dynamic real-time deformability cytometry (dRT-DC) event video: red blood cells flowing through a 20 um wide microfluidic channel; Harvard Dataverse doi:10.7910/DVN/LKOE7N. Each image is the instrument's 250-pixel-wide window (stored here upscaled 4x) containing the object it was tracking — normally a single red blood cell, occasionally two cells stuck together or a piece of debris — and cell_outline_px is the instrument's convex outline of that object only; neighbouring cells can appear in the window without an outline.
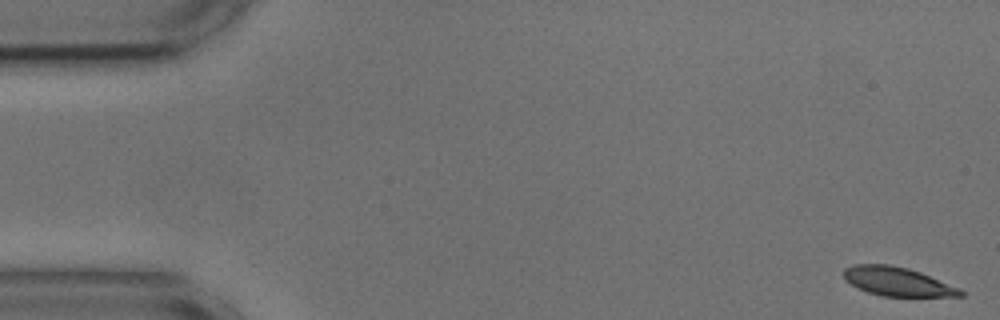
{"species": "common noctule bat (a hibernating species)", "species_latin": "Nyctalus noctula", "temperature_condition": "cold", "stored_images_in_passage": 54, "camera_frame_rate_fps": 3000, "um_per_image_px": 0.085, "animal": {"sex": "male", "body_mass_g": 17.9, "forearm_length_mm": 54.2}, "frame": {"image": 1, "passage_image": 1, "time_ms": 0.0, "image_size_px": [1000, 320], "cell_outline_px": [[964, 296], [880, 296], [856, 288], [844, 280], [844, 268], [852, 264], [888, 264], [908, 268], [920, 272], [960, 288], [964, 292]], "centroid_in_image_um": [76.24, 23.93], "position_along_channel_um": 8.8, "area_um2": 19.71}}
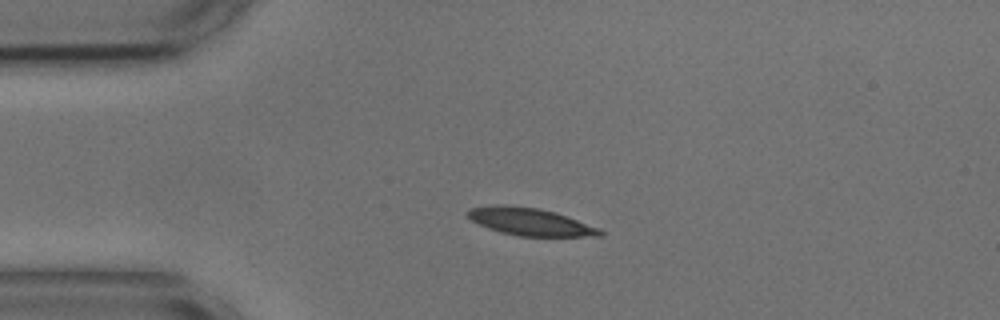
{"frame": {"image": 2, "passage_image": 12, "time_ms": 3.667, "image_size_px": [1000, 320], "cell_outline_px": [[604, 236], [520, 236], [500, 232], [488, 228], [472, 220], [468, 216], [468, 212], [472, 208], [496, 204], [504, 204], [540, 208], [556, 212], [600, 228], [604, 232]], "centroid_in_image_um": [45.11, 18.84], "position_along_channel_um": 39.9, "area_um2": 21.15}}
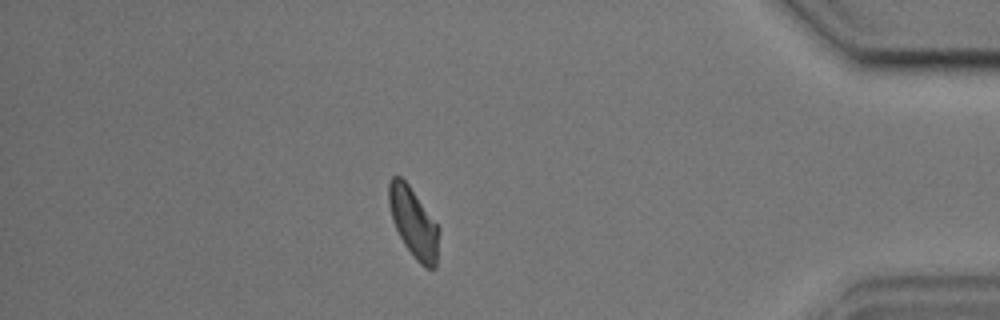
{"frame": {"image": 3, "passage_image": 47, "time_ms": 15.333, "image_size_px": [1000, 320], "cell_outline_px": [[440, 228], [436, 268], [424, 268], [416, 260], [404, 244], [392, 220], [388, 204], [388, 184], [392, 176], [400, 176], [408, 184]], "centroid_in_image_um": [35.15, 18.94], "position_along_channel_um": 400.0, "area_um2": 20.35}, "authors_computed_cell_mechanics": {"area_um2": 20.6635, "velocity_mm_per_s": 3.6366, "shape_relaxation_time_tau1_ms": 4.1596, "shape_relaxation_time_tau2_ms": 6.8184, "deformation_change_tau1": 0.1117, "deformation_change_tau2": 0.1108}}